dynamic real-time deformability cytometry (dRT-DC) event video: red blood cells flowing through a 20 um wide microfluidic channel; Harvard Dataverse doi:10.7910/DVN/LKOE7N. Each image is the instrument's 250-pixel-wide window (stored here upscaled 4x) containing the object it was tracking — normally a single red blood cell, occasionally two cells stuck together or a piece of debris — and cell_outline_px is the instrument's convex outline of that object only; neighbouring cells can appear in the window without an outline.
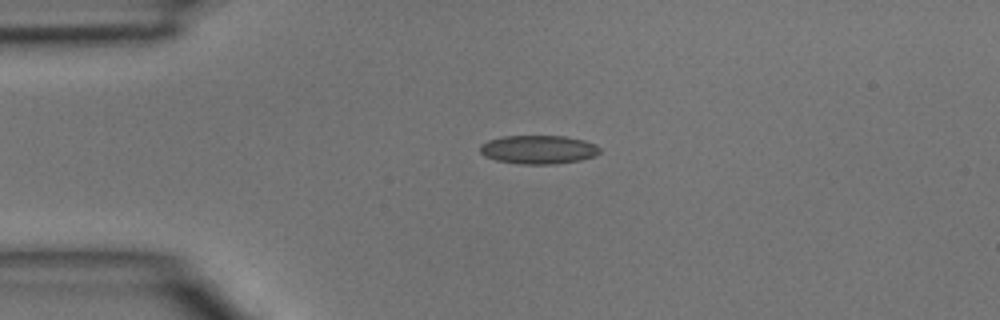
{"species": "common noctule bat (a hibernating species)", "species_latin": "Nyctalus noctula", "temperature_condition": "room temperature", "stored_images_in_passage": 44, "camera_frame_rate_fps": 3000, "um_per_image_px": 0.085, "animal": {"sex": "male", "body_mass_g": 15.6}, "frame": {"image": 1, "passage_image": 10, "time_ms": 3.0, "image_size_px": [1000, 320], "cell_outline_px": [[600, 152], [596, 156], [580, 160], [556, 164], [520, 164], [496, 160], [484, 156], [480, 152], [480, 144], [488, 140], [504, 136], [564, 136], [584, 140], [596, 144], [600, 148]], "centroid_in_image_um": [45.77, 12.71], "position_along_channel_um": 39.2, "area_um2": 20.11}}
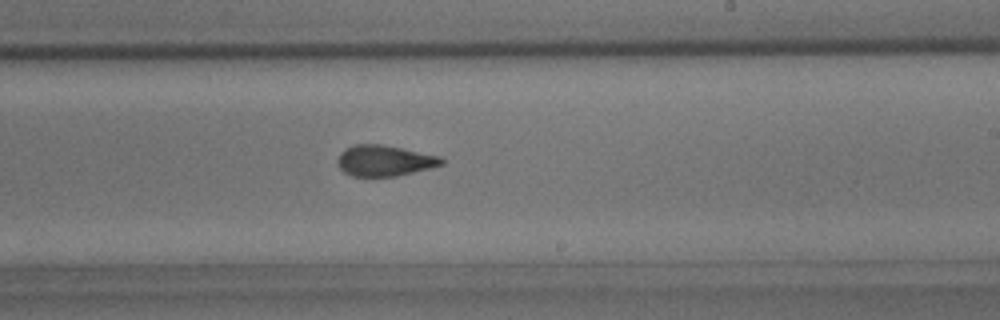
{"frame": {"image": 2, "passage_image": 27, "time_ms": 8.667, "image_size_px": [1000, 320], "cell_outline_px": [[444, 164], [396, 176], [352, 176], [344, 172], [340, 168], [336, 160], [340, 152], [356, 144], [380, 144], [440, 156], [444, 160]], "centroid_in_image_um": [32.65, 13.66], "position_along_channel_um": 256.3, "area_um2": 18.44}}
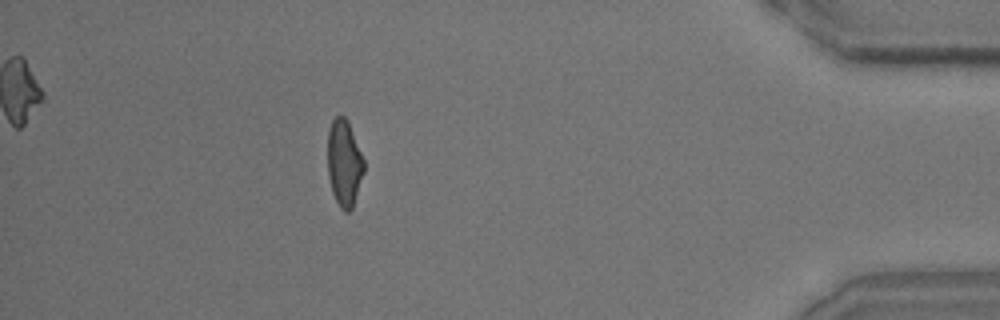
{"frame": {"image": 3, "passage_image": 41, "time_ms": 13.333, "image_size_px": [1000, 320], "cell_outline_px": [[364, 172], [352, 208], [348, 212], [344, 212], [340, 208], [332, 192], [328, 176], [328, 132], [332, 120], [336, 116], [344, 116], [348, 120], [364, 160]], "centroid_in_image_um": [29.25, 13.86], "position_along_channel_um": 405.9, "area_um2": 18.26}}